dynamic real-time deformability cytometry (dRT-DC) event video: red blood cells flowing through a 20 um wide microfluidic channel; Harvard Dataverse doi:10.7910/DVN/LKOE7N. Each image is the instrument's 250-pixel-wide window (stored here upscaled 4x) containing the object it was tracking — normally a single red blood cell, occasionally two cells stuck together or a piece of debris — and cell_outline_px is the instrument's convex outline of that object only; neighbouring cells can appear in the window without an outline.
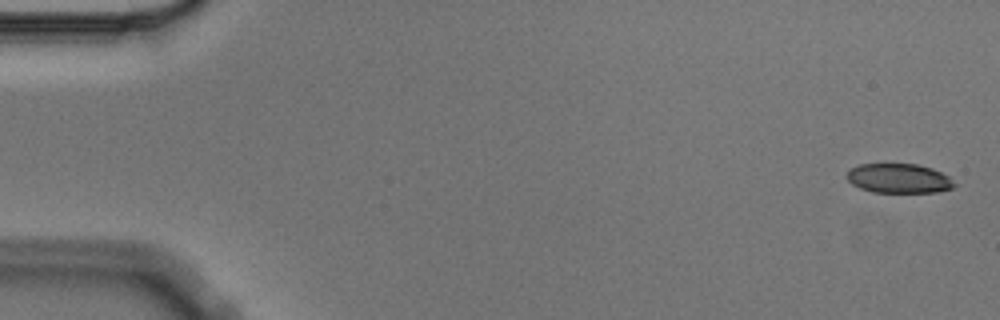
{"species": "Egyptian fruit bat (a non-hibernating species)", "species_latin": "Rousettus aegyptiacus", "temperature_condition": "cold", "stored_images_in_passage": 5, "camera_frame_rate_fps": 3000, "um_per_image_px": 0.085, "animal": {"sex": "male"}, "frame": {"image": 1, "passage_image": 1, "time_ms": 0.0, "image_size_px": [1000, 320], "cell_outline_px": [[956, 184], [952, 188], [936, 192], [872, 192], [860, 188], [852, 184], [848, 180], [848, 172], [852, 168], [860, 164], [916, 164], [932, 168], [948, 176]], "centroid_in_image_um": [76.41, 15.16], "position_along_channel_um": 8.6, "area_um2": 18.26}}
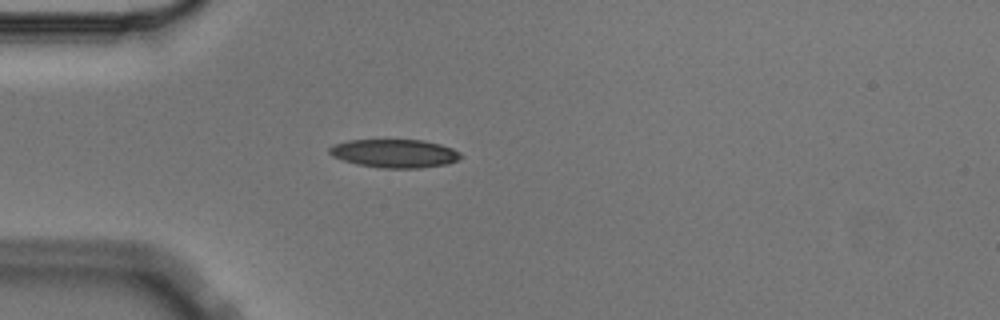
{"frame": {"image": 2, "passage_image": 5, "time_ms": 1.333, "image_size_px": [1000, 320], "cell_outline_px": [[464, 156], [448, 164], [420, 168], [380, 168], [356, 164], [332, 156], [328, 152], [328, 148], [332, 144], [348, 140], [424, 140], [440, 144], [452, 148], [460, 152]], "centroid_in_image_um": [33.53, 13.04], "position_along_channel_um": 51.5, "area_um2": 21.91}}